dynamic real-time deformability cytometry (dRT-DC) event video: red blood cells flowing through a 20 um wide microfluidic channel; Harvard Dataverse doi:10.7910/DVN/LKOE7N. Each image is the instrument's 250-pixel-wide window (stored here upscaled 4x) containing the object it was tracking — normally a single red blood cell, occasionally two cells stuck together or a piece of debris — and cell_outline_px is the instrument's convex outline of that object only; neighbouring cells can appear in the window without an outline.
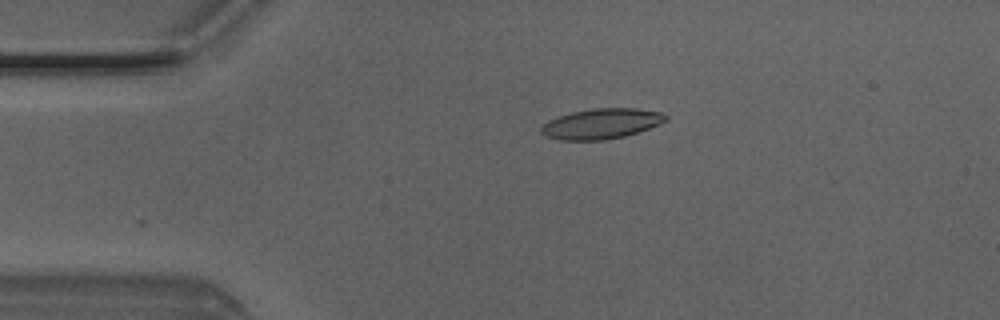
{"species": "Egyptian fruit bat (a non-hibernating species)", "species_latin": "Rousettus aegyptiacus", "temperature_condition": "room temperature", "stored_images_in_passage": 2, "camera_frame_rate_fps": 3000, "um_per_image_px": 0.085, "animal": {"sex": "male"}, "frame": {"image": 1, "passage_image": 2, "time_ms": 0.333, "image_size_px": [1000, 320], "cell_outline_px": [[668, 120], [660, 124], [624, 136], [604, 140], [560, 140], [544, 136], [540, 132], [540, 128], [548, 120], [572, 112], [592, 108], [636, 108], [660, 112], [668, 116]], "centroid_in_image_um": [51.1, 10.51], "position_along_channel_um": 33.9, "area_um2": 21.96}}